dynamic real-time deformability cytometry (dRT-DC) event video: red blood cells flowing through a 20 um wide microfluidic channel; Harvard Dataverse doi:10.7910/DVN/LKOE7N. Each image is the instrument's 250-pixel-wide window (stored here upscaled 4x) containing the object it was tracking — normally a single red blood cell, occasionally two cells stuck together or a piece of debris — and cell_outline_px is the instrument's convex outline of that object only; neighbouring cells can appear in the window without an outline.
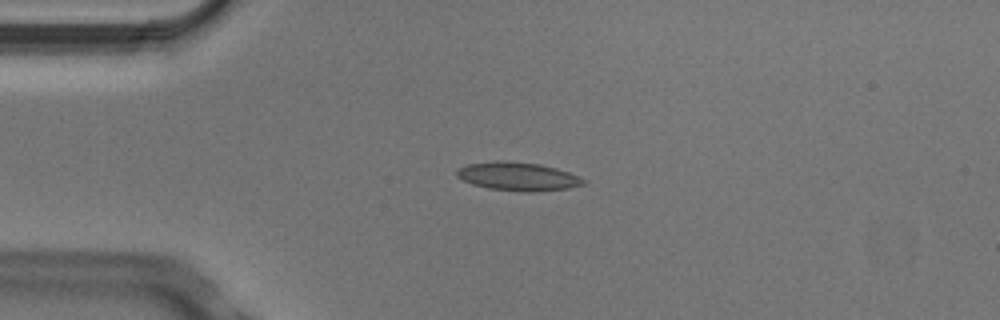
{"species": "Egyptian fruit bat (a non-hibernating species)", "species_latin": "Rousettus aegyptiacus", "temperature_condition": "cold", "stored_images_in_passage": 5, "camera_frame_rate_fps": 3000, "um_per_image_px": 0.085, "animal": {"sex": "male"}, "frame": {"image": 1, "passage_image": 3, "time_ms": 0.667, "image_size_px": [1000, 320], "cell_outline_px": [[588, 180], [584, 184], [568, 188], [536, 192], [528, 192], [488, 188], [472, 184], [456, 176], [456, 168], [468, 164], [540, 164], [556, 168], [580, 176]], "centroid_in_image_um": [44.11, 15.06], "position_along_channel_um": 40.9, "area_um2": 20.0}}